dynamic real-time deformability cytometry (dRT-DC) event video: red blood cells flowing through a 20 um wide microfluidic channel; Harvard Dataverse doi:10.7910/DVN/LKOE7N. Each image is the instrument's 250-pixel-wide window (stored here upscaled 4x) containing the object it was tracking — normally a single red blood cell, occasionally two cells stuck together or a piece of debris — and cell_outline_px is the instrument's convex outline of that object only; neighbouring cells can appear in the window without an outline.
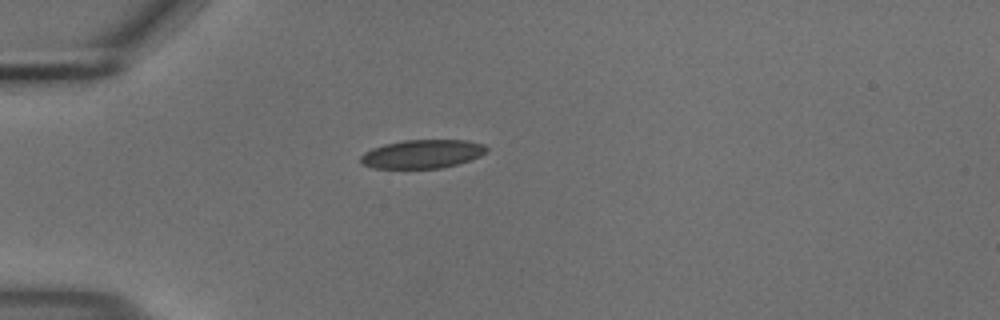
{"species": "common noctule bat (a hibernating species)", "species_latin": "Nyctalus noctula", "temperature_condition": "cold", "stored_images_in_passage": 41, "camera_frame_rate_fps": 3000, "um_per_image_px": 0.085, "animal": {"sex": "male", "body_mass_g": 18.8}, "frame": {"image": 1, "passage_image": 1, "time_ms": 0.0, "image_size_px": [1000, 320], "cell_outline_px": [[488, 152], [480, 156], [456, 164], [440, 168], [372, 168], [364, 164], [360, 160], [360, 156], [364, 152], [372, 148], [384, 144], [404, 140], [468, 140], [484, 144], [488, 148]], "centroid_in_image_um": [35.91, 13.08], "position_along_channel_um": 49.1, "area_um2": 20.98}}
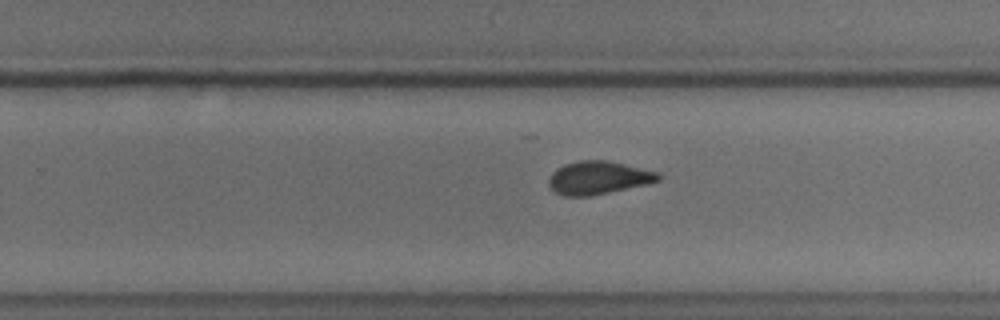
{"frame": {"image": 2, "passage_image": 21, "time_ms": 6.667, "image_size_px": [1000, 320], "cell_outline_px": [[660, 180], [648, 184], [588, 196], [564, 196], [556, 192], [548, 184], [548, 180], [552, 172], [556, 168], [564, 164], [580, 160], [604, 160], [660, 172]], "centroid_in_image_um": [50.85, 15.1], "position_along_channel_um": 279.0, "area_um2": 20.98}}
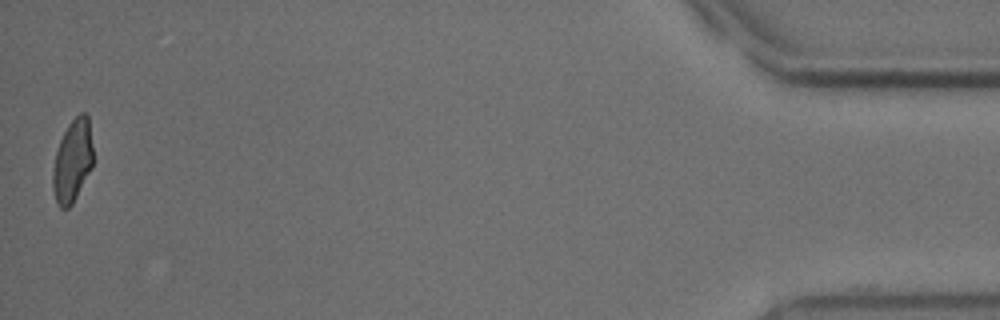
{"frame": {"image": 3, "passage_image": 40, "time_ms": 13.0, "image_size_px": [1000, 320], "cell_outline_px": [[92, 168], [72, 204], [68, 208], [60, 208], [56, 204], [52, 188], [52, 172], [56, 152], [60, 140], [68, 124], [80, 112], [84, 112], [88, 116], [92, 148]], "centroid_in_image_um": [6.14, 13.7], "position_along_channel_um": 429.1, "area_um2": 19.36}, "authors_computed_cell_mechanics": {"area_um2": 21.2126, "velocity_mm_per_s": 3.7033, "shape_relaxation_time_tau1_ms": 8.5423, "shape_relaxation_time_tau2_ms": 1.7356, "deformation_change_tau1": 0.1757, "deformation_change_tau2": 0.0717}}